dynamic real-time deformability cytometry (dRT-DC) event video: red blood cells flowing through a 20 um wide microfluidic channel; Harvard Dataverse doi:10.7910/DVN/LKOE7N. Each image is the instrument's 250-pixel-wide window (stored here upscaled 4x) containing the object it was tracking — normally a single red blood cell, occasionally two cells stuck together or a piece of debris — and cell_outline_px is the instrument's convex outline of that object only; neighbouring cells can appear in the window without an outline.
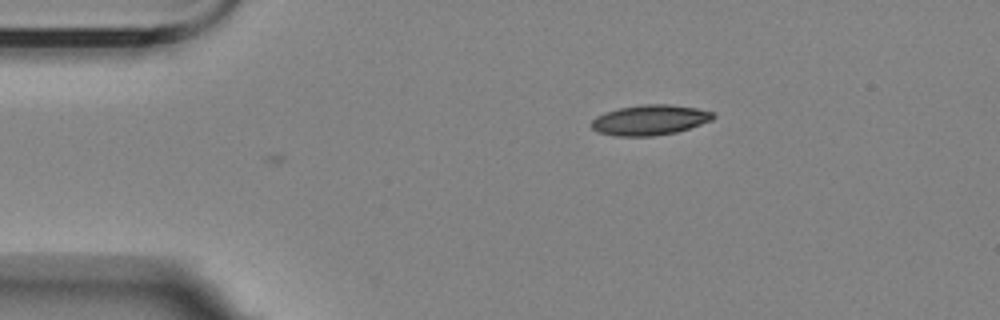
{"species": "Egyptian fruit bat (a non-hibernating species)", "species_latin": "Rousettus aegyptiacus", "temperature_condition": "room temperature", "stored_images_in_passage": 8, "camera_frame_rate_fps": 3000, "um_per_image_px": 0.085, "animal": {"sex": "female"}, "frame": {"image": 1, "passage_image": 1, "time_ms": 0.0, "image_size_px": [1000, 320], "cell_outline_px": [[716, 116], [712, 120], [676, 132], [652, 136], [612, 136], [596, 132], [588, 124], [596, 116], [604, 112], [620, 108], [644, 104], [668, 104], [696, 108], [712, 112]], "centroid_in_image_um": [55.17, 10.2], "position_along_channel_um": 29.8, "area_um2": 21.5}}